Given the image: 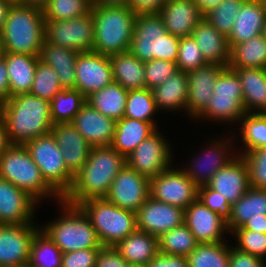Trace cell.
<instances>
[{"label": "cell", "instance_id": "1", "mask_svg": "<svg viewBox=\"0 0 266 267\" xmlns=\"http://www.w3.org/2000/svg\"><path fill=\"white\" fill-rule=\"evenodd\" d=\"M126 158L111 146H93L84 166L75 174L71 189L62 198L78 206L92 198H105Z\"/></svg>", "mask_w": 266, "mask_h": 267}, {"label": "cell", "instance_id": "2", "mask_svg": "<svg viewBox=\"0 0 266 267\" xmlns=\"http://www.w3.org/2000/svg\"><path fill=\"white\" fill-rule=\"evenodd\" d=\"M0 112L12 145H24L51 133L50 101L46 99L30 93L12 96L0 106Z\"/></svg>", "mask_w": 266, "mask_h": 267}, {"label": "cell", "instance_id": "3", "mask_svg": "<svg viewBox=\"0 0 266 267\" xmlns=\"http://www.w3.org/2000/svg\"><path fill=\"white\" fill-rule=\"evenodd\" d=\"M4 52L39 56L45 41V18L41 7L12 4L0 33Z\"/></svg>", "mask_w": 266, "mask_h": 267}, {"label": "cell", "instance_id": "4", "mask_svg": "<svg viewBox=\"0 0 266 267\" xmlns=\"http://www.w3.org/2000/svg\"><path fill=\"white\" fill-rule=\"evenodd\" d=\"M94 44L92 51L111 56L128 51L136 14L128 6L92 4Z\"/></svg>", "mask_w": 266, "mask_h": 267}, {"label": "cell", "instance_id": "5", "mask_svg": "<svg viewBox=\"0 0 266 267\" xmlns=\"http://www.w3.org/2000/svg\"><path fill=\"white\" fill-rule=\"evenodd\" d=\"M179 41L167 32L159 14H140L135 18L129 51L143 62L162 59L176 63Z\"/></svg>", "mask_w": 266, "mask_h": 267}, {"label": "cell", "instance_id": "6", "mask_svg": "<svg viewBox=\"0 0 266 267\" xmlns=\"http://www.w3.org/2000/svg\"><path fill=\"white\" fill-rule=\"evenodd\" d=\"M58 203L64 208L61 218L49 222L40 229L49 236L54 244L63 252L101 248L102 245L90 219L84 211L76 205L60 200Z\"/></svg>", "mask_w": 266, "mask_h": 267}, {"label": "cell", "instance_id": "7", "mask_svg": "<svg viewBox=\"0 0 266 267\" xmlns=\"http://www.w3.org/2000/svg\"><path fill=\"white\" fill-rule=\"evenodd\" d=\"M88 216L102 246H115L137 230L136 213L106 198H92L78 205Z\"/></svg>", "mask_w": 266, "mask_h": 267}, {"label": "cell", "instance_id": "8", "mask_svg": "<svg viewBox=\"0 0 266 267\" xmlns=\"http://www.w3.org/2000/svg\"><path fill=\"white\" fill-rule=\"evenodd\" d=\"M0 177L27 192L37 202L47 196L62 197L44 180L24 145H11L0 158ZM40 198V199H39Z\"/></svg>", "mask_w": 266, "mask_h": 267}, {"label": "cell", "instance_id": "9", "mask_svg": "<svg viewBox=\"0 0 266 267\" xmlns=\"http://www.w3.org/2000/svg\"><path fill=\"white\" fill-rule=\"evenodd\" d=\"M44 180L63 198L71 189L74 175L67 169L62 152L52 133L24 144Z\"/></svg>", "mask_w": 266, "mask_h": 267}, {"label": "cell", "instance_id": "10", "mask_svg": "<svg viewBox=\"0 0 266 267\" xmlns=\"http://www.w3.org/2000/svg\"><path fill=\"white\" fill-rule=\"evenodd\" d=\"M213 92V97L209 100L207 107L195 119L239 122L246 111L243 107L240 79L236 72L226 67L216 80Z\"/></svg>", "mask_w": 266, "mask_h": 267}, {"label": "cell", "instance_id": "11", "mask_svg": "<svg viewBox=\"0 0 266 267\" xmlns=\"http://www.w3.org/2000/svg\"><path fill=\"white\" fill-rule=\"evenodd\" d=\"M45 40L76 52H90L94 44L92 13L70 20H45Z\"/></svg>", "mask_w": 266, "mask_h": 267}, {"label": "cell", "instance_id": "12", "mask_svg": "<svg viewBox=\"0 0 266 267\" xmlns=\"http://www.w3.org/2000/svg\"><path fill=\"white\" fill-rule=\"evenodd\" d=\"M150 197L186 209L198 198V186L182 168L169 167L150 179Z\"/></svg>", "mask_w": 266, "mask_h": 267}, {"label": "cell", "instance_id": "13", "mask_svg": "<svg viewBox=\"0 0 266 267\" xmlns=\"http://www.w3.org/2000/svg\"><path fill=\"white\" fill-rule=\"evenodd\" d=\"M159 132L157 129L126 157L129 167L150 179L171 167L172 162L170 143Z\"/></svg>", "mask_w": 266, "mask_h": 267}, {"label": "cell", "instance_id": "14", "mask_svg": "<svg viewBox=\"0 0 266 267\" xmlns=\"http://www.w3.org/2000/svg\"><path fill=\"white\" fill-rule=\"evenodd\" d=\"M149 197L150 178L138 174L126 164L115 177L105 198L136 213Z\"/></svg>", "mask_w": 266, "mask_h": 267}, {"label": "cell", "instance_id": "15", "mask_svg": "<svg viewBox=\"0 0 266 267\" xmlns=\"http://www.w3.org/2000/svg\"><path fill=\"white\" fill-rule=\"evenodd\" d=\"M33 224L0 225V267L29 264L32 241L40 230Z\"/></svg>", "mask_w": 266, "mask_h": 267}, {"label": "cell", "instance_id": "16", "mask_svg": "<svg viewBox=\"0 0 266 267\" xmlns=\"http://www.w3.org/2000/svg\"><path fill=\"white\" fill-rule=\"evenodd\" d=\"M75 69V89L85 97L114 82L109 56L101 53H78Z\"/></svg>", "mask_w": 266, "mask_h": 267}, {"label": "cell", "instance_id": "17", "mask_svg": "<svg viewBox=\"0 0 266 267\" xmlns=\"http://www.w3.org/2000/svg\"><path fill=\"white\" fill-rule=\"evenodd\" d=\"M185 209L149 197L136 212L137 230L156 237L184 224Z\"/></svg>", "mask_w": 266, "mask_h": 267}, {"label": "cell", "instance_id": "18", "mask_svg": "<svg viewBox=\"0 0 266 267\" xmlns=\"http://www.w3.org/2000/svg\"><path fill=\"white\" fill-rule=\"evenodd\" d=\"M36 205L27 192L0 177V225L34 223Z\"/></svg>", "mask_w": 266, "mask_h": 267}, {"label": "cell", "instance_id": "19", "mask_svg": "<svg viewBox=\"0 0 266 267\" xmlns=\"http://www.w3.org/2000/svg\"><path fill=\"white\" fill-rule=\"evenodd\" d=\"M184 224L199 243L225 242L222 237L228 231L226 221L198 198L185 209Z\"/></svg>", "mask_w": 266, "mask_h": 267}, {"label": "cell", "instance_id": "20", "mask_svg": "<svg viewBox=\"0 0 266 267\" xmlns=\"http://www.w3.org/2000/svg\"><path fill=\"white\" fill-rule=\"evenodd\" d=\"M227 66L219 64H207L187 73L188 98L186 110L192 118H196L213 97V88L221 72Z\"/></svg>", "mask_w": 266, "mask_h": 267}, {"label": "cell", "instance_id": "21", "mask_svg": "<svg viewBox=\"0 0 266 267\" xmlns=\"http://www.w3.org/2000/svg\"><path fill=\"white\" fill-rule=\"evenodd\" d=\"M237 155L219 169L207 184L210 189L225 196L231 204L237 202L251 187L247 164L241 155Z\"/></svg>", "mask_w": 266, "mask_h": 267}, {"label": "cell", "instance_id": "22", "mask_svg": "<svg viewBox=\"0 0 266 267\" xmlns=\"http://www.w3.org/2000/svg\"><path fill=\"white\" fill-rule=\"evenodd\" d=\"M51 133L62 152L67 169L75 176L87 162L92 146L72 123L55 124Z\"/></svg>", "mask_w": 266, "mask_h": 267}, {"label": "cell", "instance_id": "23", "mask_svg": "<svg viewBox=\"0 0 266 267\" xmlns=\"http://www.w3.org/2000/svg\"><path fill=\"white\" fill-rule=\"evenodd\" d=\"M72 124L93 146H110L116 129V121L85 103L74 117Z\"/></svg>", "mask_w": 266, "mask_h": 267}, {"label": "cell", "instance_id": "24", "mask_svg": "<svg viewBox=\"0 0 266 267\" xmlns=\"http://www.w3.org/2000/svg\"><path fill=\"white\" fill-rule=\"evenodd\" d=\"M169 34L182 38L191 36L204 18L193 0H167L159 13Z\"/></svg>", "mask_w": 266, "mask_h": 267}, {"label": "cell", "instance_id": "25", "mask_svg": "<svg viewBox=\"0 0 266 267\" xmlns=\"http://www.w3.org/2000/svg\"><path fill=\"white\" fill-rule=\"evenodd\" d=\"M225 140H212V144L209 143L208 152H205L203 158L200 156L195 160H192L191 165L188 169H184L183 172L198 186L207 185L213 175L219 170L226 166L236 155H232L230 151L229 141ZM229 142V144H228ZM211 144V145H210ZM228 144V145H227ZM229 148V149H228ZM230 154V155H229ZM206 155V156H205Z\"/></svg>", "mask_w": 266, "mask_h": 267}, {"label": "cell", "instance_id": "26", "mask_svg": "<svg viewBox=\"0 0 266 267\" xmlns=\"http://www.w3.org/2000/svg\"><path fill=\"white\" fill-rule=\"evenodd\" d=\"M265 21L266 8L263 0H246L234 19L233 29L227 37L230 49L261 35Z\"/></svg>", "mask_w": 266, "mask_h": 267}, {"label": "cell", "instance_id": "27", "mask_svg": "<svg viewBox=\"0 0 266 267\" xmlns=\"http://www.w3.org/2000/svg\"><path fill=\"white\" fill-rule=\"evenodd\" d=\"M192 38L209 64L227 66L230 61L228 38L203 18L193 29Z\"/></svg>", "mask_w": 266, "mask_h": 267}, {"label": "cell", "instance_id": "28", "mask_svg": "<svg viewBox=\"0 0 266 267\" xmlns=\"http://www.w3.org/2000/svg\"><path fill=\"white\" fill-rule=\"evenodd\" d=\"M10 97L30 93L39 56L4 52Z\"/></svg>", "mask_w": 266, "mask_h": 267}, {"label": "cell", "instance_id": "29", "mask_svg": "<svg viewBox=\"0 0 266 267\" xmlns=\"http://www.w3.org/2000/svg\"><path fill=\"white\" fill-rule=\"evenodd\" d=\"M240 79L246 113H266V68H231Z\"/></svg>", "mask_w": 266, "mask_h": 267}, {"label": "cell", "instance_id": "30", "mask_svg": "<svg viewBox=\"0 0 266 267\" xmlns=\"http://www.w3.org/2000/svg\"><path fill=\"white\" fill-rule=\"evenodd\" d=\"M79 52L43 42L40 60L54 69L63 89H75L76 59Z\"/></svg>", "mask_w": 266, "mask_h": 267}, {"label": "cell", "instance_id": "31", "mask_svg": "<svg viewBox=\"0 0 266 267\" xmlns=\"http://www.w3.org/2000/svg\"><path fill=\"white\" fill-rule=\"evenodd\" d=\"M114 248L129 265L146 266L159 253L158 237L136 230Z\"/></svg>", "mask_w": 266, "mask_h": 267}, {"label": "cell", "instance_id": "32", "mask_svg": "<svg viewBox=\"0 0 266 267\" xmlns=\"http://www.w3.org/2000/svg\"><path fill=\"white\" fill-rule=\"evenodd\" d=\"M156 124L123 117L116 122V129L110 145L125 158L147 137L157 130Z\"/></svg>", "mask_w": 266, "mask_h": 267}, {"label": "cell", "instance_id": "33", "mask_svg": "<svg viewBox=\"0 0 266 267\" xmlns=\"http://www.w3.org/2000/svg\"><path fill=\"white\" fill-rule=\"evenodd\" d=\"M158 110L178 111L186 109L188 98V75L178 70L162 84L151 89ZM160 108V109H159Z\"/></svg>", "mask_w": 266, "mask_h": 267}, {"label": "cell", "instance_id": "34", "mask_svg": "<svg viewBox=\"0 0 266 267\" xmlns=\"http://www.w3.org/2000/svg\"><path fill=\"white\" fill-rule=\"evenodd\" d=\"M114 82L125 90L146 88L145 62L140 61L129 50L109 56Z\"/></svg>", "mask_w": 266, "mask_h": 267}, {"label": "cell", "instance_id": "35", "mask_svg": "<svg viewBox=\"0 0 266 267\" xmlns=\"http://www.w3.org/2000/svg\"><path fill=\"white\" fill-rule=\"evenodd\" d=\"M266 215V190L250 187L232 204V215L226 222L229 232L242 227L249 219Z\"/></svg>", "mask_w": 266, "mask_h": 267}, {"label": "cell", "instance_id": "36", "mask_svg": "<svg viewBox=\"0 0 266 267\" xmlns=\"http://www.w3.org/2000/svg\"><path fill=\"white\" fill-rule=\"evenodd\" d=\"M128 90L113 82L86 97V103L116 122L124 117Z\"/></svg>", "mask_w": 266, "mask_h": 267}, {"label": "cell", "instance_id": "37", "mask_svg": "<svg viewBox=\"0 0 266 267\" xmlns=\"http://www.w3.org/2000/svg\"><path fill=\"white\" fill-rule=\"evenodd\" d=\"M229 68H266V40L263 35L250 38L230 49Z\"/></svg>", "mask_w": 266, "mask_h": 267}, {"label": "cell", "instance_id": "38", "mask_svg": "<svg viewBox=\"0 0 266 267\" xmlns=\"http://www.w3.org/2000/svg\"><path fill=\"white\" fill-rule=\"evenodd\" d=\"M86 103V97L76 89H62L54 94L50 101L53 125L72 123L76 114Z\"/></svg>", "mask_w": 266, "mask_h": 267}, {"label": "cell", "instance_id": "39", "mask_svg": "<svg viewBox=\"0 0 266 267\" xmlns=\"http://www.w3.org/2000/svg\"><path fill=\"white\" fill-rule=\"evenodd\" d=\"M199 242L190 229L182 224L158 238L159 253L187 257Z\"/></svg>", "mask_w": 266, "mask_h": 267}, {"label": "cell", "instance_id": "40", "mask_svg": "<svg viewBox=\"0 0 266 267\" xmlns=\"http://www.w3.org/2000/svg\"><path fill=\"white\" fill-rule=\"evenodd\" d=\"M224 242L199 243L187 256L188 267H229L230 247Z\"/></svg>", "mask_w": 266, "mask_h": 267}, {"label": "cell", "instance_id": "41", "mask_svg": "<svg viewBox=\"0 0 266 267\" xmlns=\"http://www.w3.org/2000/svg\"><path fill=\"white\" fill-rule=\"evenodd\" d=\"M63 252L41 229L36 233L30 252L29 267H61Z\"/></svg>", "mask_w": 266, "mask_h": 267}, {"label": "cell", "instance_id": "42", "mask_svg": "<svg viewBox=\"0 0 266 267\" xmlns=\"http://www.w3.org/2000/svg\"><path fill=\"white\" fill-rule=\"evenodd\" d=\"M157 111L151 89L128 90L124 117L155 124L153 116Z\"/></svg>", "mask_w": 266, "mask_h": 267}, {"label": "cell", "instance_id": "43", "mask_svg": "<svg viewBox=\"0 0 266 267\" xmlns=\"http://www.w3.org/2000/svg\"><path fill=\"white\" fill-rule=\"evenodd\" d=\"M239 122L245 152L266 146V113H246Z\"/></svg>", "mask_w": 266, "mask_h": 267}, {"label": "cell", "instance_id": "44", "mask_svg": "<svg viewBox=\"0 0 266 267\" xmlns=\"http://www.w3.org/2000/svg\"><path fill=\"white\" fill-rule=\"evenodd\" d=\"M89 0H49L43 7L45 20H70L91 12Z\"/></svg>", "mask_w": 266, "mask_h": 267}, {"label": "cell", "instance_id": "45", "mask_svg": "<svg viewBox=\"0 0 266 267\" xmlns=\"http://www.w3.org/2000/svg\"><path fill=\"white\" fill-rule=\"evenodd\" d=\"M246 0H223L217 7L211 9L204 18L220 33L229 36L233 29L234 19L237 17Z\"/></svg>", "mask_w": 266, "mask_h": 267}, {"label": "cell", "instance_id": "46", "mask_svg": "<svg viewBox=\"0 0 266 267\" xmlns=\"http://www.w3.org/2000/svg\"><path fill=\"white\" fill-rule=\"evenodd\" d=\"M62 89L54 69L39 59L30 94L51 101L54 94Z\"/></svg>", "mask_w": 266, "mask_h": 267}, {"label": "cell", "instance_id": "47", "mask_svg": "<svg viewBox=\"0 0 266 267\" xmlns=\"http://www.w3.org/2000/svg\"><path fill=\"white\" fill-rule=\"evenodd\" d=\"M209 64L203 57L192 36L180 38L178 46L177 69L188 73Z\"/></svg>", "mask_w": 266, "mask_h": 267}, {"label": "cell", "instance_id": "48", "mask_svg": "<svg viewBox=\"0 0 266 267\" xmlns=\"http://www.w3.org/2000/svg\"><path fill=\"white\" fill-rule=\"evenodd\" d=\"M239 155L247 164L250 186L266 190V146Z\"/></svg>", "mask_w": 266, "mask_h": 267}, {"label": "cell", "instance_id": "49", "mask_svg": "<svg viewBox=\"0 0 266 267\" xmlns=\"http://www.w3.org/2000/svg\"><path fill=\"white\" fill-rule=\"evenodd\" d=\"M237 244L235 248L242 252L250 253L265 259L266 256V233L252 230H233Z\"/></svg>", "mask_w": 266, "mask_h": 267}, {"label": "cell", "instance_id": "50", "mask_svg": "<svg viewBox=\"0 0 266 267\" xmlns=\"http://www.w3.org/2000/svg\"><path fill=\"white\" fill-rule=\"evenodd\" d=\"M146 88L152 89L162 84L167 78L178 71L174 62L162 59H153L145 62Z\"/></svg>", "mask_w": 266, "mask_h": 267}, {"label": "cell", "instance_id": "51", "mask_svg": "<svg viewBox=\"0 0 266 267\" xmlns=\"http://www.w3.org/2000/svg\"><path fill=\"white\" fill-rule=\"evenodd\" d=\"M198 199L217 214L226 222L232 215V204L219 192L210 189L207 185L198 187Z\"/></svg>", "mask_w": 266, "mask_h": 267}, {"label": "cell", "instance_id": "52", "mask_svg": "<svg viewBox=\"0 0 266 267\" xmlns=\"http://www.w3.org/2000/svg\"><path fill=\"white\" fill-rule=\"evenodd\" d=\"M99 250L90 248L63 253L61 267H95Z\"/></svg>", "mask_w": 266, "mask_h": 267}, {"label": "cell", "instance_id": "53", "mask_svg": "<svg viewBox=\"0 0 266 267\" xmlns=\"http://www.w3.org/2000/svg\"><path fill=\"white\" fill-rule=\"evenodd\" d=\"M128 265L114 246H102L95 267H128Z\"/></svg>", "mask_w": 266, "mask_h": 267}, {"label": "cell", "instance_id": "54", "mask_svg": "<svg viewBox=\"0 0 266 267\" xmlns=\"http://www.w3.org/2000/svg\"><path fill=\"white\" fill-rule=\"evenodd\" d=\"M261 257L242 252L235 247H230L229 267H266V261Z\"/></svg>", "mask_w": 266, "mask_h": 267}, {"label": "cell", "instance_id": "55", "mask_svg": "<svg viewBox=\"0 0 266 267\" xmlns=\"http://www.w3.org/2000/svg\"><path fill=\"white\" fill-rule=\"evenodd\" d=\"M167 0H128V7L136 14H159Z\"/></svg>", "mask_w": 266, "mask_h": 267}, {"label": "cell", "instance_id": "56", "mask_svg": "<svg viewBox=\"0 0 266 267\" xmlns=\"http://www.w3.org/2000/svg\"><path fill=\"white\" fill-rule=\"evenodd\" d=\"M146 267H188L187 257L158 253Z\"/></svg>", "mask_w": 266, "mask_h": 267}, {"label": "cell", "instance_id": "57", "mask_svg": "<svg viewBox=\"0 0 266 267\" xmlns=\"http://www.w3.org/2000/svg\"><path fill=\"white\" fill-rule=\"evenodd\" d=\"M10 97L8 74L5 57H0V106H2Z\"/></svg>", "mask_w": 266, "mask_h": 267}, {"label": "cell", "instance_id": "58", "mask_svg": "<svg viewBox=\"0 0 266 267\" xmlns=\"http://www.w3.org/2000/svg\"><path fill=\"white\" fill-rule=\"evenodd\" d=\"M235 230H252L266 233V215H263V217L249 219L242 227Z\"/></svg>", "mask_w": 266, "mask_h": 267}, {"label": "cell", "instance_id": "59", "mask_svg": "<svg viewBox=\"0 0 266 267\" xmlns=\"http://www.w3.org/2000/svg\"><path fill=\"white\" fill-rule=\"evenodd\" d=\"M12 145L3 115L0 112V158L4 155L5 151Z\"/></svg>", "mask_w": 266, "mask_h": 267}, {"label": "cell", "instance_id": "60", "mask_svg": "<svg viewBox=\"0 0 266 267\" xmlns=\"http://www.w3.org/2000/svg\"><path fill=\"white\" fill-rule=\"evenodd\" d=\"M200 12L205 15L211 9L217 7L223 0H193Z\"/></svg>", "mask_w": 266, "mask_h": 267}, {"label": "cell", "instance_id": "61", "mask_svg": "<svg viewBox=\"0 0 266 267\" xmlns=\"http://www.w3.org/2000/svg\"><path fill=\"white\" fill-rule=\"evenodd\" d=\"M12 3L8 0H0V33L3 30L8 11L11 7Z\"/></svg>", "mask_w": 266, "mask_h": 267}, {"label": "cell", "instance_id": "62", "mask_svg": "<svg viewBox=\"0 0 266 267\" xmlns=\"http://www.w3.org/2000/svg\"><path fill=\"white\" fill-rule=\"evenodd\" d=\"M93 4L101 6H128V0H96Z\"/></svg>", "mask_w": 266, "mask_h": 267}, {"label": "cell", "instance_id": "63", "mask_svg": "<svg viewBox=\"0 0 266 267\" xmlns=\"http://www.w3.org/2000/svg\"><path fill=\"white\" fill-rule=\"evenodd\" d=\"M49 0H26V4L43 7Z\"/></svg>", "mask_w": 266, "mask_h": 267}, {"label": "cell", "instance_id": "64", "mask_svg": "<svg viewBox=\"0 0 266 267\" xmlns=\"http://www.w3.org/2000/svg\"><path fill=\"white\" fill-rule=\"evenodd\" d=\"M4 55V48H3V42L0 35V57Z\"/></svg>", "mask_w": 266, "mask_h": 267}, {"label": "cell", "instance_id": "65", "mask_svg": "<svg viewBox=\"0 0 266 267\" xmlns=\"http://www.w3.org/2000/svg\"><path fill=\"white\" fill-rule=\"evenodd\" d=\"M12 4L26 3V0H8Z\"/></svg>", "mask_w": 266, "mask_h": 267}, {"label": "cell", "instance_id": "66", "mask_svg": "<svg viewBox=\"0 0 266 267\" xmlns=\"http://www.w3.org/2000/svg\"><path fill=\"white\" fill-rule=\"evenodd\" d=\"M262 35H263L264 39L266 40V21H265V24L263 27Z\"/></svg>", "mask_w": 266, "mask_h": 267}, {"label": "cell", "instance_id": "67", "mask_svg": "<svg viewBox=\"0 0 266 267\" xmlns=\"http://www.w3.org/2000/svg\"><path fill=\"white\" fill-rule=\"evenodd\" d=\"M128 267H146L144 265H128Z\"/></svg>", "mask_w": 266, "mask_h": 267}, {"label": "cell", "instance_id": "68", "mask_svg": "<svg viewBox=\"0 0 266 267\" xmlns=\"http://www.w3.org/2000/svg\"><path fill=\"white\" fill-rule=\"evenodd\" d=\"M7 267H29V265H28V264H26V265H19V266H7Z\"/></svg>", "mask_w": 266, "mask_h": 267}]
</instances>
